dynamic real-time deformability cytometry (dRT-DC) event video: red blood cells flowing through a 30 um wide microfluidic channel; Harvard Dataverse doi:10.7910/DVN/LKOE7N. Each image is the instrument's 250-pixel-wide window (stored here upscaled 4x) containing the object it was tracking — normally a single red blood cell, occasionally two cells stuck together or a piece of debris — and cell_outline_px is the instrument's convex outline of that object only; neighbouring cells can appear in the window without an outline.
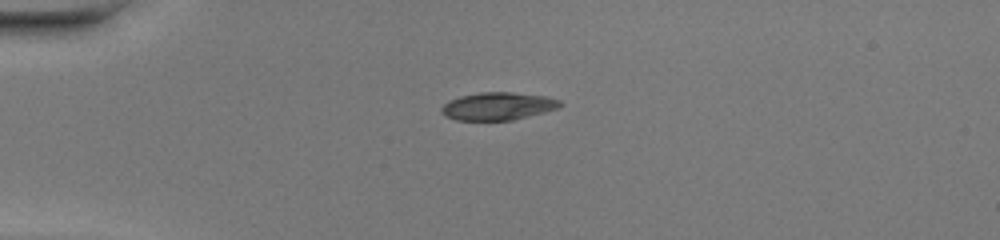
{"species": "common noctule bat (a hibernating species)", "species_latin": "Nyctalus noctula", "temperature_condition": "warm", "stored_images_in_passage": 36, "camera_frame_rate_fps": 3000, "um_per_image_px": 0.085, "animal": {"sex": "female", "body_mass_g": 20.0, "forearm_length_mm": 54.0}, "frame": {"image": 1, "passage_image": 1, "time_ms": 0.0, "image_size_px": [1000, 240], "cell_outline_px": [[564, 104], [560, 108], [512, 120], [456, 120], [444, 116], [440, 112], [440, 108], [448, 100], [460, 96], [480, 92], [512, 92], [544, 96], [560, 100]], "centroid_in_image_um": [42.3, 9.02], "position_along_channel_um": 42.7, "area_um2": 19.31}}
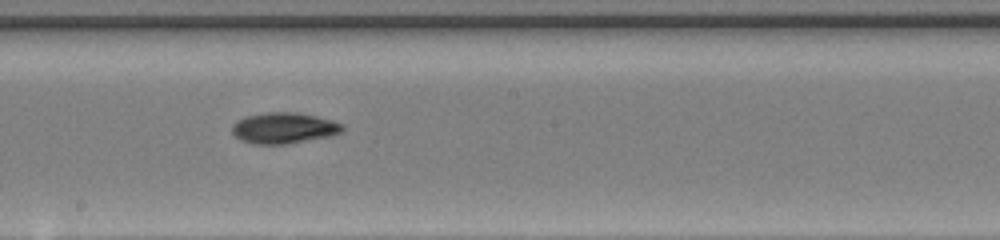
{"frame": {"image": 2, "passage_image": 16, "time_ms": 5.0, "image_size_px": [1000, 240], "cell_outline_px": [[344, 128], [340, 132], [332, 136], [288, 144], [252, 144], [240, 140], [232, 132], [232, 124], [236, 120], [244, 116], [268, 112], [296, 112], [316, 116], [332, 120], [344, 124]], "centroid_in_image_um": [24.12, 10.88], "position_along_channel_um": 224.1, "area_um2": 20.17}}
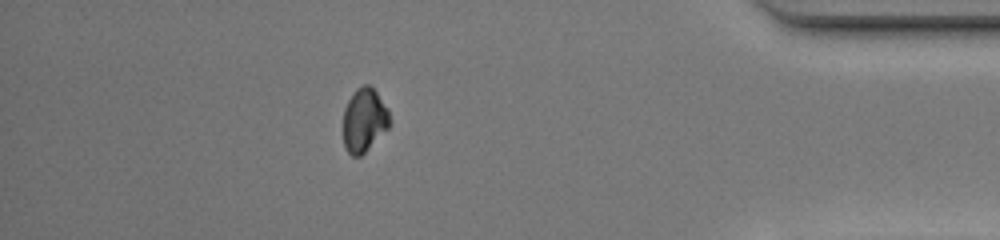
{"frame": {"image": 3, "passage_image": 31, "time_ms": 10.0, "image_size_px": [1000, 240], "cell_outline_px": [[392, 120], [388, 128], [360, 156], [352, 156], [344, 148], [344, 108], [352, 92], [356, 88], [364, 84], [368, 84], [376, 92], [388, 108]], "centroid_in_image_um": [30.96, 10.19], "position_along_channel_um": 404.2, "area_um2": 17.28}, "authors_computed_cell_mechanics": {"area_um2": 19.3052, "velocity_mm_per_s": 4.3423, "shape_relaxation_time_tau1_ms": 4.015, "shape_relaxation_time_tau2_ms": null, "deformation_change_tau1": 0.1443, "deformation_change_tau2": null}}